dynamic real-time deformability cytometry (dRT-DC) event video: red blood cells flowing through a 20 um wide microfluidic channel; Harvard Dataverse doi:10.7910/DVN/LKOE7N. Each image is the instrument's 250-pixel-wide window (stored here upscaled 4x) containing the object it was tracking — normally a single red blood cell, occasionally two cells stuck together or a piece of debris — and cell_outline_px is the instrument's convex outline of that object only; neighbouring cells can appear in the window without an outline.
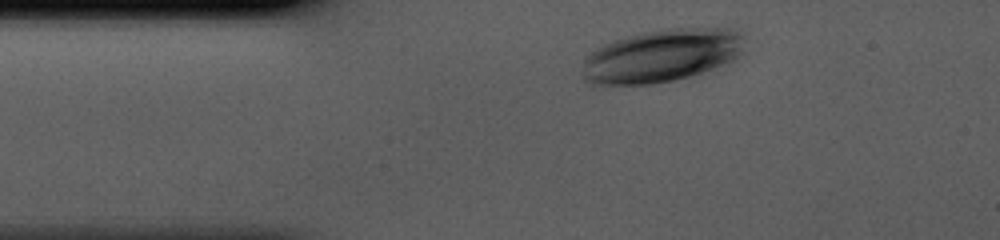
{"species": "human", "species_latin": "Homo sapiens", "temperature_condition": "cold", "stored_images_in_passage": 31, "camera_frame_rate_fps": 3000, "um_per_image_px": 0.085, "donor": {"sex": "male"}, "frame": {"image": 1, "passage_image": 1, "time_ms": 0.0, "image_size_px": [1000, 240], "cell_outline_px": [[744, 52], [732, 60], [724, 64], [692, 76], [652, 84], [604, 88], [588, 84], [580, 76], [584, 56], [596, 48], [612, 40], [640, 32], [668, 28], [728, 28], [744, 36]], "centroid_in_image_um": [56.12, 4.78], "position_along_channel_um": 28.9, "area_um2": 51.44}}
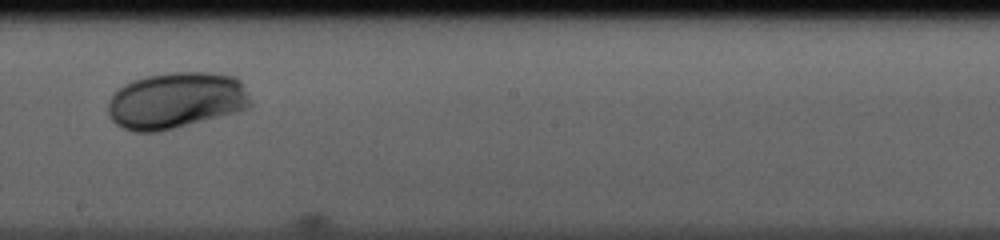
{"frame": {"image": 2, "passage_image": 18, "time_ms": 5.667, "image_size_px": [1000, 240], "cell_outline_px": [[252, 104], [248, 108], [236, 112], [160, 132], [132, 132], [116, 124], [108, 116], [108, 100], [124, 84], [132, 80], [144, 76], [168, 72], [208, 72], [236, 76], [240, 80], [252, 100]], "centroid_in_image_um": [14.96, 8.53], "position_along_channel_um": 233.2, "area_um2": 47.22}}
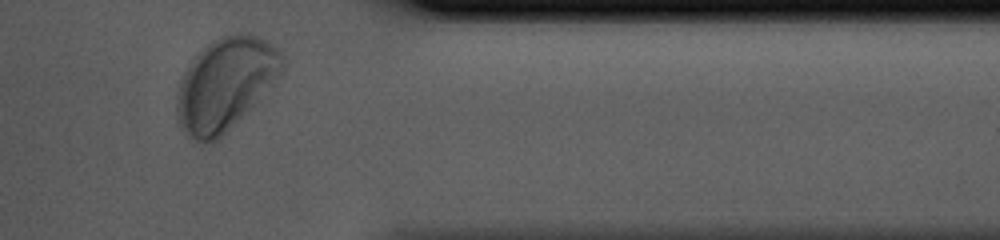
{"frame": {"image": 3, "passage_image": 30, "time_ms": 9.667, "image_size_px": [1000, 240], "cell_outline_px": [[288, 60], [284, 72], [276, 84], [212, 144], [204, 144], [196, 140], [184, 132], [180, 128], [176, 116], [176, 92], [180, 80], [188, 64], [212, 40], [220, 36], [236, 32], [252, 32], [268, 40], [280, 48]], "centroid_in_image_um": [19.23, 7.09], "position_along_channel_um": 392.2, "area_um2": 58.15}}